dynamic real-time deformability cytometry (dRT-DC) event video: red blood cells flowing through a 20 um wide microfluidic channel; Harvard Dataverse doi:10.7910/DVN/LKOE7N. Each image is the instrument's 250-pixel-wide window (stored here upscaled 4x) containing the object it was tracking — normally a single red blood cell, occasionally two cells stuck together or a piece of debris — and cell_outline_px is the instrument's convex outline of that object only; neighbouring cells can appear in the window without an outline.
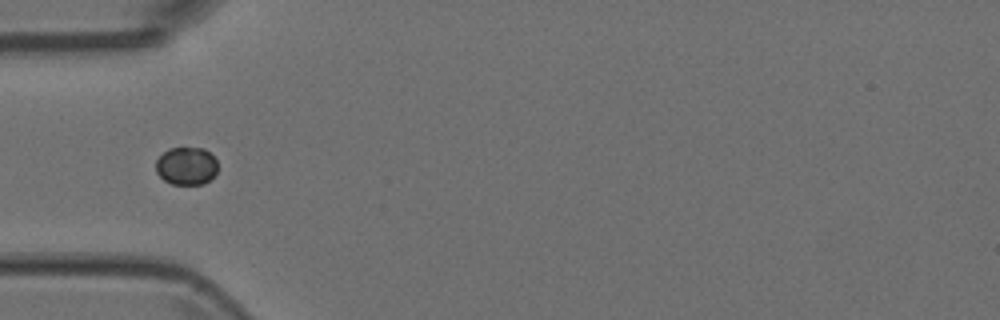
{"species": "Egyptian fruit bat (a non-hibernating species)", "species_latin": "Rousettus aegyptiacus", "temperature_condition": "room temperature", "stored_images_in_passage": 6, "segment_of_instrument_passage": [2, 2], "camera_frame_rate_fps": 3000, "um_per_image_px": 0.085, "animal": {"sex": "female"}, "frame": {"image": 1, "passage_image": 6, "time_ms": 1.667, "image_size_px": [1000, 320], "cell_outline_px": [[216, 172], [204, 184], [172, 184], [164, 180], [156, 172], [156, 160], [168, 148], [204, 148], [216, 160]], "centroid_in_image_um": [15.82, 14.1], "position_along_channel_um": 69.2, "area_um2": 13.47}}